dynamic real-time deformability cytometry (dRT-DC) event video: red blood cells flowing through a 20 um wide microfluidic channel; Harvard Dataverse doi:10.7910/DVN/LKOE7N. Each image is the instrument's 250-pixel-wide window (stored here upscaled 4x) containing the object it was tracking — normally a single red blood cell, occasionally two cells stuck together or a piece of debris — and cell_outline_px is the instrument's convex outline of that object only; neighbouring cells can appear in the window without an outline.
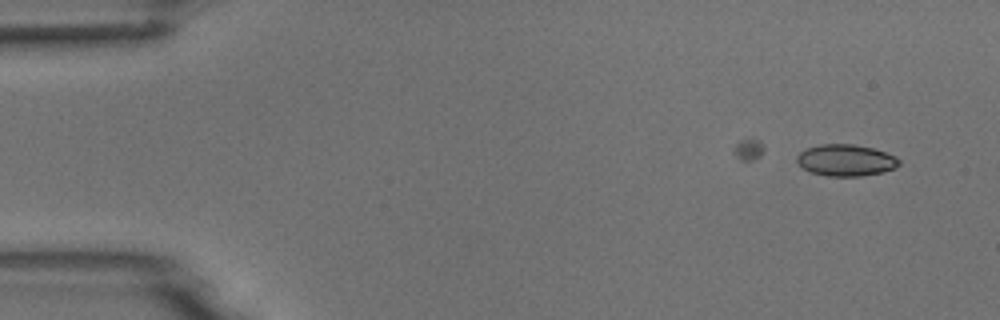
{"species": "common noctule bat (a hibernating species)", "species_latin": "Nyctalus noctula", "temperature_condition": "room temperature", "stored_images_in_passage": 7, "camera_frame_rate_fps": 3000, "um_per_image_px": 0.085, "animal": {"sex": "male", "body_mass_g": 18.8}, "frame": {"image": 1, "passage_image": 2, "time_ms": 1.333, "image_size_px": [1000, 320], "cell_outline_px": [[900, 164], [892, 168], [880, 172], [860, 176], [828, 176], [812, 172], [804, 168], [796, 160], [796, 156], [800, 152], [808, 148], [820, 144], [852, 144], [872, 148], [896, 156], [900, 160]], "centroid_in_image_um": [71.88, 13.61], "position_along_channel_um": 13.1, "area_um2": 18.5}}
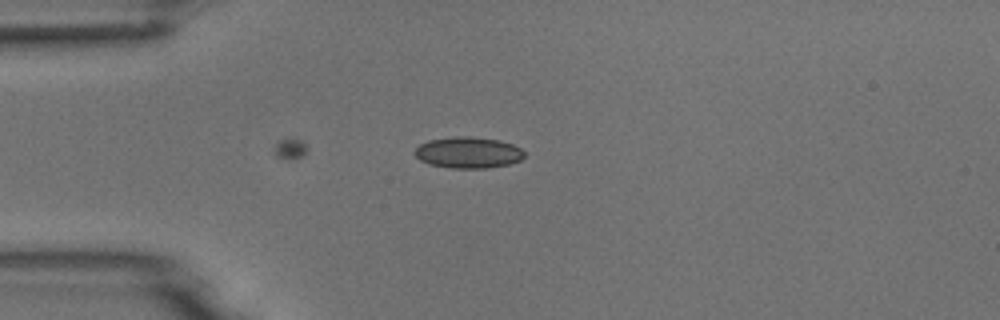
{"frame": {"image": 2, "passage_image": 5, "time_ms": 4.667, "image_size_px": [1000, 320], "cell_outline_px": [[524, 156], [520, 160], [508, 164], [488, 168], [452, 168], [428, 164], [420, 160], [416, 156], [416, 148], [420, 144], [428, 140], [452, 136], [468, 136], [500, 140], [512, 144], [520, 148], [524, 152]], "centroid_in_image_um": [39.79, 12.96], "position_along_channel_um": 45.2, "area_um2": 19.94}}
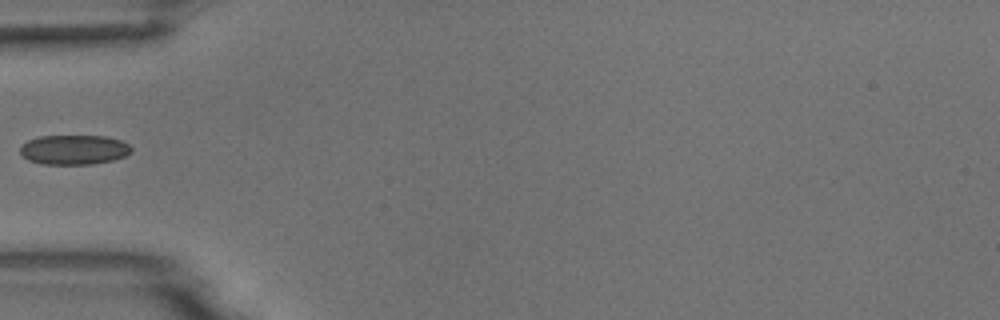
{"frame": {"image": 3, "passage_image": 6, "time_ms": 6.0, "image_size_px": [1000, 320], "cell_outline_px": [[132, 152], [124, 156], [112, 160], [92, 164], [44, 164], [28, 160], [20, 152], [20, 148], [28, 140], [40, 136], [104, 136], [120, 140], [128, 144], [132, 148]], "centroid_in_image_um": [6.3, 12.72], "position_along_channel_um": 78.7, "area_um2": 19.07}}